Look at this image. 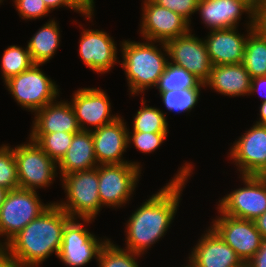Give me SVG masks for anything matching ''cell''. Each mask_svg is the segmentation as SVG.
Here are the masks:
<instances>
[{
	"mask_svg": "<svg viewBox=\"0 0 266 267\" xmlns=\"http://www.w3.org/2000/svg\"><path fill=\"white\" fill-rule=\"evenodd\" d=\"M193 168L191 162H185L166 185L130 215L127 223H124L125 249L143 256L153 244L166 235L179 209L183 189L192 177Z\"/></svg>",
	"mask_w": 266,
	"mask_h": 267,
	"instance_id": "1",
	"label": "cell"
},
{
	"mask_svg": "<svg viewBox=\"0 0 266 267\" xmlns=\"http://www.w3.org/2000/svg\"><path fill=\"white\" fill-rule=\"evenodd\" d=\"M71 217L55 201L25 226L4 247L3 252L21 267H40L61 247L63 230Z\"/></svg>",
	"mask_w": 266,
	"mask_h": 267,
	"instance_id": "2",
	"label": "cell"
},
{
	"mask_svg": "<svg viewBox=\"0 0 266 267\" xmlns=\"http://www.w3.org/2000/svg\"><path fill=\"white\" fill-rule=\"evenodd\" d=\"M120 43L123 60L120 61L121 64L119 65L124 69L128 90H130L129 94L138 96L143 94L145 90L156 87L169 62L166 44L149 40L145 42L131 41L129 39H124Z\"/></svg>",
	"mask_w": 266,
	"mask_h": 267,
	"instance_id": "3",
	"label": "cell"
},
{
	"mask_svg": "<svg viewBox=\"0 0 266 267\" xmlns=\"http://www.w3.org/2000/svg\"><path fill=\"white\" fill-rule=\"evenodd\" d=\"M65 201L55 202L71 218L94 220L103 208L99 197L98 166L77 171L60 178Z\"/></svg>",
	"mask_w": 266,
	"mask_h": 267,
	"instance_id": "4",
	"label": "cell"
},
{
	"mask_svg": "<svg viewBox=\"0 0 266 267\" xmlns=\"http://www.w3.org/2000/svg\"><path fill=\"white\" fill-rule=\"evenodd\" d=\"M43 65L34 63L29 69L4 83L17 104L32 114L56 101L60 94L56 82L39 68Z\"/></svg>",
	"mask_w": 266,
	"mask_h": 267,
	"instance_id": "5",
	"label": "cell"
},
{
	"mask_svg": "<svg viewBox=\"0 0 266 267\" xmlns=\"http://www.w3.org/2000/svg\"><path fill=\"white\" fill-rule=\"evenodd\" d=\"M38 191L17 188L9 190L0 206V245L4 247L25 226L44 212L52 202L45 204Z\"/></svg>",
	"mask_w": 266,
	"mask_h": 267,
	"instance_id": "6",
	"label": "cell"
},
{
	"mask_svg": "<svg viewBox=\"0 0 266 267\" xmlns=\"http://www.w3.org/2000/svg\"><path fill=\"white\" fill-rule=\"evenodd\" d=\"M28 139V142L13 147L19 186L37 191L53 184L58 177V166L34 141Z\"/></svg>",
	"mask_w": 266,
	"mask_h": 267,
	"instance_id": "7",
	"label": "cell"
},
{
	"mask_svg": "<svg viewBox=\"0 0 266 267\" xmlns=\"http://www.w3.org/2000/svg\"><path fill=\"white\" fill-rule=\"evenodd\" d=\"M142 169L132 163L98 165L101 206H125L135 193Z\"/></svg>",
	"mask_w": 266,
	"mask_h": 267,
	"instance_id": "8",
	"label": "cell"
},
{
	"mask_svg": "<svg viewBox=\"0 0 266 267\" xmlns=\"http://www.w3.org/2000/svg\"><path fill=\"white\" fill-rule=\"evenodd\" d=\"M82 220L83 223L80 221ZM71 218L65 225L61 247L57 258L68 267H83L92 259H98L99 252L106 241L89 232L85 224L92 223V219ZM85 226V228H84Z\"/></svg>",
	"mask_w": 266,
	"mask_h": 267,
	"instance_id": "9",
	"label": "cell"
},
{
	"mask_svg": "<svg viewBox=\"0 0 266 267\" xmlns=\"http://www.w3.org/2000/svg\"><path fill=\"white\" fill-rule=\"evenodd\" d=\"M239 178L243 187L218 200L217 210L231 217L255 221L266 211V183L255 175H239Z\"/></svg>",
	"mask_w": 266,
	"mask_h": 267,
	"instance_id": "10",
	"label": "cell"
},
{
	"mask_svg": "<svg viewBox=\"0 0 266 267\" xmlns=\"http://www.w3.org/2000/svg\"><path fill=\"white\" fill-rule=\"evenodd\" d=\"M210 224V227L238 255L244 264L259 250L263 237L257 230L255 222L239 219L221 213Z\"/></svg>",
	"mask_w": 266,
	"mask_h": 267,
	"instance_id": "11",
	"label": "cell"
},
{
	"mask_svg": "<svg viewBox=\"0 0 266 267\" xmlns=\"http://www.w3.org/2000/svg\"><path fill=\"white\" fill-rule=\"evenodd\" d=\"M192 33L191 28L187 34L165 43L168 59L169 63L184 68L204 84L213 65L204 38H198Z\"/></svg>",
	"mask_w": 266,
	"mask_h": 267,
	"instance_id": "12",
	"label": "cell"
},
{
	"mask_svg": "<svg viewBox=\"0 0 266 267\" xmlns=\"http://www.w3.org/2000/svg\"><path fill=\"white\" fill-rule=\"evenodd\" d=\"M142 3L139 32L144 40L166 43L191 30L192 26L174 11L158 6L152 0Z\"/></svg>",
	"mask_w": 266,
	"mask_h": 267,
	"instance_id": "13",
	"label": "cell"
},
{
	"mask_svg": "<svg viewBox=\"0 0 266 267\" xmlns=\"http://www.w3.org/2000/svg\"><path fill=\"white\" fill-rule=\"evenodd\" d=\"M109 98L103 89L96 87L79 88L74 92L70 104L81 131H92L93 128H100L120 117L111 114L112 104Z\"/></svg>",
	"mask_w": 266,
	"mask_h": 267,
	"instance_id": "14",
	"label": "cell"
},
{
	"mask_svg": "<svg viewBox=\"0 0 266 267\" xmlns=\"http://www.w3.org/2000/svg\"><path fill=\"white\" fill-rule=\"evenodd\" d=\"M228 157L241 175H256L266 164V125L253 123L233 142ZM230 155V156H229Z\"/></svg>",
	"mask_w": 266,
	"mask_h": 267,
	"instance_id": "15",
	"label": "cell"
},
{
	"mask_svg": "<svg viewBox=\"0 0 266 267\" xmlns=\"http://www.w3.org/2000/svg\"><path fill=\"white\" fill-rule=\"evenodd\" d=\"M78 52L84 65L98 74L108 73L117 63L118 49L109 33L98 29L82 28Z\"/></svg>",
	"mask_w": 266,
	"mask_h": 267,
	"instance_id": "16",
	"label": "cell"
},
{
	"mask_svg": "<svg viewBox=\"0 0 266 267\" xmlns=\"http://www.w3.org/2000/svg\"><path fill=\"white\" fill-rule=\"evenodd\" d=\"M123 117L91 131L94 152L98 165L132 163L142 169L141 162L127 161L123 157L127 152L128 131H130Z\"/></svg>",
	"mask_w": 266,
	"mask_h": 267,
	"instance_id": "17",
	"label": "cell"
},
{
	"mask_svg": "<svg viewBox=\"0 0 266 267\" xmlns=\"http://www.w3.org/2000/svg\"><path fill=\"white\" fill-rule=\"evenodd\" d=\"M192 247L184 267H245L236 252L209 226Z\"/></svg>",
	"mask_w": 266,
	"mask_h": 267,
	"instance_id": "18",
	"label": "cell"
},
{
	"mask_svg": "<svg viewBox=\"0 0 266 267\" xmlns=\"http://www.w3.org/2000/svg\"><path fill=\"white\" fill-rule=\"evenodd\" d=\"M197 12L209 30L238 27L244 13L249 18L245 26L254 25V10L241 0H200Z\"/></svg>",
	"mask_w": 266,
	"mask_h": 267,
	"instance_id": "19",
	"label": "cell"
},
{
	"mask_svg": "<svg viewBox=\"0 0 266 267\" xmlns=\"http://www.w3.org/2000/svg\"><path fill=\"white\" fill-rule=\"evenodd\" d=\"M237 28L210 30L208 32L209 34L204 40L213 66L243 62L246 41L249 33L254 29V25L245 27L246 34H241Z\"/></svg>",
	"mask_w": 266,
	"mask_h": 267,
	"instance_id": "20",
	"label": "cell"
},
{
	"mask_svg": "<svg viewBox=\"0 0 266 267\" xmlns=\"http://www.w3.org/2000/svg\"><path fill=\"white\" fill-rule=\"evenodd\" d=\"M30 134L54 132L79 133L81 131L69 101L56 100L34 114Z\"/></svg>",
	"mask_w": 266,
	"mask_h": 267,
	"instance_id": "21",
	"label": "cell"
},
{
	"mask_svg": "<svg viewBox=\"0 0 266 267\" xmlns=\"http://www.w3.org/2000/svg\"><path fill=\"white\" fill-rule=\"evenodd\" d=\"M251 80L242 63L214 65L204 86L224 96H249Z\"/></svg>",
	"mask_w": 266,
	"mask_h": 267,
	"instance_id": "22",
	"label": "cell"
},
{
	"mask_svg": "<svg viewBox=\"0 0 266 267\" xmlns=\"http://www.w3.org/2000/svg\"><path fill=\"white\" fill-rule=\"evenodd\" d=\"M61 176L77 171H86L98 166L94 152L91 131H80L74 134L66 154L57 163Z\"/></svg>",
	"mask_w": 266,
	"mask_h": 267,
	"instance_id": "23",
	"label": "cell"
},
{
	"mask_svg": "<svg viewBox=\"0 0 266 267\" xmlns=\"http://www.w3.org/2000/svg\"><path fill=\"white\" fill-rule=\"evenodd\" d=\"M55 19H49L27 43L28 51L34 63L49 62L60 47V28Z\"/></svg>",
	"mask_w": 266,
	"mask_h": 267,
	"instance_id": "24",
	"label": "cell"
},
{
	"mask_svg": "<svg viewBox=\"0 0 266 267\" xmlns=\"http://www.w3.org/2000/svg\"><path fill=\"white\" fill-rule=\"evenodd\" d=\"M242 64L251 78L266 76V38L254 29L248 35Z\"/></svg>",
	"mask_w": 266,
	"mask_h": 267,
	"instance_id": "25",
	"label": "cell"
},
{
	"mask_svg": "<svg viewBox=\"0 0 266 267\" xmlns=\"http://www.w3.org/2000/svg\"><path fill=\"white\" fill-rule=\"evenodd\" d=\"M142 97L139 110L133 117V132L169 133L166 112L146 104Z\"/></svg>",
	"mask_w": 266,
	"mask_h": 267,
	"instance_id": "26",
	"label": "cell"
},
{
	"mask_svg": "<svg viewBox=\"0 0 266 267\" xmlns=\"http://www.w3.org/2000/svg\"><path fill=\"white\" fill-rule=\"evenodd\" d=\"M155 88L158 89L159 92H163L177 89H205V86L199 79L184 68L168 62L165 71L159 78V82Z\"/></svg>",
	"mask_w": 266,
	"mask_h": 267,
	"instance_id": "27",
	"label": "cell"
},
{
	"mask_svg": "<svg viewBox=\"0 0 266 267\" xmlns=\"http://www.w3.org/2000/svg\"><path fill=\"white\" fill-rule=\"evenodd\" d=\"M0 69L3 82L5 83L11 77L16 76L23 71L29 69L33 64L28 47L17 45L8 46L4 52L1 59Z\"/></svg>",
	"mask_w": 266,
	"mask_h": 267,
	"instance_id": "28",
	"label": "cell"
},
{
	"mask_svg": "<svg viewBox=\"0 0 266 267\" xmlns=\"http://www.w3.org/2000/svg\"><path fill=\"white\" fill-rule=\"evenodd\" d=\"M114 243L110 238L103 245L97 259L98 267H140L138 257L142 255L121 248Z\"/></svg>",
	"mask_w": 266,
	"mask_h": 267,
	"instance_id": "29",
	"label": "cell"
},
{
	"mask_svg": "<svg viewBox=\"0 0 266 267\" xmlns=\"http://www.w3.org/2000/svg\"><path fill=\"white\" fill-rule=\"evenodd\" d=\"M74 134L68 132H54L51 134H29L34 141L51 159L59 162L66 154Z\"/></svg>",
	"mask_w": 266,
	"mask_h": 267,
	"instance_id": "30",
	"label": "cell"
},
{
	"mask_svg": "<svg viewBox=\"0 0 266 267\" xmlns=\"http://www.w3.org/2000/svg\"><path fill=\"white\" fill-rule=\"evenodd\" d=\"M201 88L177 89L159 92L162 102L169 112L190 113L200 99Z\"/></svg>",
	"mask_w": 266,
	"mask_h": 267,
	"instance_id": "31",
	"label": "cell"
},
{
	"mask_svg": "<svg viewBox=\"0 0 266 267\" xmlns=\"http://www.w3.org/2000/svg\"><path fill=\"white\" fill-rule=\"evenodd\" d=\"M9 145L0 146V186L8 191L20 188L13 147Z\"/></svg>",
	"mask_w": 266,
	"mask_h": 267,
	"instance_id": "32",
	"label": "cell"
},
{
	"mask_svg": "<svg viewBox=\"0 0 266 267\" xmlns=\"http://www.w3.org/2000/svg\"><path fill=\"white\" fill-rule=\"evenodd\" d=\"M168 138V133L129 132L128 145H134L141 153H153Z\"/></svg>",
	"mask_w": 266,
	"mask_h": 267,
	"instance_id": "33",
	"label": "cell"
},
{
	"mask_svg": "<svg viewBox=\"0 0 266 267\" xmlns=\"http://www.w3.org/2000/svg\"><path fill=\"white\" fill-rule=\"evenodd\" d=\"M19 17L23 20H36L48 16L51 11L43 0H12Z\"/></svg>",
	"mask_w": 266,
	"mask_h": 267,
	"instance_id": "34",
	"label": "cell"
},
{
	"mask_svg": "<svg viewBox=\"0 0 266 267\" xmlns=\"http://www.w3.org/2000/svg\"><path fill=\"white\" fill-rule=\"evenodd\" d=\"M158 6L174 11L183 17L190 25L192 14L197 13L200 0H152Z\"/></svg>",
	"mask_w": 266,
	"mask_h": 267,
	"instance_id": "35",
	"label": "cell"
},
{
	"mask_svg": "<svg viewBox=\"0 0 266 267\" xmlns=\"http://www.w3.org/2000/svg\"><path fill=\"white\" fill-rule=\"evenodd\" d=\"M254 30L266 38V0H261L260 5L254 11Z\"/></svg>",
	"mask_w": 266,
	"mask_h": 267,
	"instance_id": "36",
	"label": "cell"
},
{
	"mask_svg": "<svg viewBox=\"0 0 266 267\" xmlns=\"http://www.w3.org/2000/svg\"><path fill=\"white\" fill-rule=\"evenodd\" d=\"M46 7L52 12L55 9H58L60 7H65L69 8L72 11L78 12L80 13L83 17L85 16V18L89 21H93V16L94 15H83L69 0H43Z\"/></svg>",
	"mask_w": 266,
	"mask_h": 267,
	"instance_id": "37",
	"label": "cell"
},
{
	"mask_svg": "<svg viewBox=\"0 0 266 267\" xmlns=\"http://www.w3.org/2000/svg\"><path fill=\"white\" fill-rule=\"evenodd\" d=\"M245 267H266V238L255 255L245 264Z\"/></svg>",
	"mask_w": 266,
	"mask_h": 267,
	"instance_id": "38",
	"label": "cell"
},
{
	"mask_svg": "<svg viewBox=\"0 0 266 267\" xmlns=\"http://www.w3.org/2000/svg\"><path fill=\"white\" fill-rule=\"evenodd\" d=\"M262 91H264V93L266 92V76L252 78L250 95H254L256 92H258L257 94H260L261 96L263 94L261 103L266 102V93L264 94Z\"/></svg>",
	"mask_w": 266,
	"mask_h": 267,
	"instance_id": "39",
	"label": "cell"
},
{
	"mask_svg": "<svg viewBox=\"0 0 266 267\" xmlns=\"http://www.w3.org/2000/svg\"><path fill=\"white\" fill-rule=\"evenodd\" d=\"M83 15H94V0H69Z\"/></svg>",
	"mask_w": 266,
	"mask_h": 267,
	"instance_id": "40",
	"label": "cell"
},
{
	"mask_svg": "<svg viewBox=\"0 0 266 267\" xmlns=\"http://www.w3.org/2000/svg\"><path fill=\"white\" fill-rule=\"evenodd\" d=\"M257 230L260 232L263 238H266V211L259 216L255 221Z\"/></svg>",
	"mask_w": 266,
	"mask_h": 267,
	"instance_id": "41",
	"label": "cell"
},
{
	"mask_svg": "<svg viewBox=\"0 0 266 267\" xmlns=\"http://www.w3.org/2000/svg\"><path fill=\"white\" fill-rule=\"evenodd\" d=\"M0 267H21L13 259L9 258L4 252L0 255Z\"/></svg>",
	"mask_w": 266,
	"mask_h": 267,
	"instance_id": "42",
	"label": "cell"
},
{
	"mask_svg": "<svg viewBox=\"0 0 266 267\" xmlns=\"http://www.w3.org/2000/svg\"><path fill=\"white\" fill-rule=\"evenodd\" d=\"M259 113V119L255 123L266 125V102L260 104Z\"/></svg>",
	"mask_w": 266,
	"mask_h": 267,
	"instance_id": "43",
	"label": "cell"
},
{
	"mask_svg": "<svg viewBox=\"0 0 266 267\" xmlns=\"http://www.w3.org/2000/svg\"><path fill=\"white\" fill-rule=\"evenodd\" d=\"M259 180L266 183V164L261 168V170L255 175Z\"/></svg>",
	"mask_w": 266,
	"mask_h": 267,
	"instance_id": "44",
	"label": "cell"
},
{
	"mask_svg": "<svg viewBox=\"0 0 266 267\" xmlns=\"http://www.w3.org/2000/svg\"><path fill=\"white\" fill-rule=\"evenodd\" d=\"M241 1H244L246 4H248L254 11L258 8L261 2V0H241Z\"/></svg>",
	"mask_w": 266,
	"mask_h": 267,
	"instance_id": "45",
	"label": "cell"
},
{
	"mask_svg": "<svg viewBox=\"0 0 266 267\" xmlns=\"http://www.w3.org/2000/svg\"><path fill=\"white\" fill-rule=\"evenodd\" d=\"M7 192H8L7 189L0 186V206L4 202Z\"/></svg>",
	"mask_w": 266,
	"mask_h": 267,
	"instance_id": "46",
	"label": "cell"
},
{
	"mask_svg": "<svg viewBox=\"0 0 266 267\" xmlns=\"http://www.w3.org/2000/svg\"><path fill=\"white\" fill-rule=\"evenodd\" d=\"M3 253V247L0 245V255Z\"/></svg>",
	"mask_w": 266,
	"mask_h": 267,
	"instance_id": "47",
	"label": "cell"
}]
</instances>
